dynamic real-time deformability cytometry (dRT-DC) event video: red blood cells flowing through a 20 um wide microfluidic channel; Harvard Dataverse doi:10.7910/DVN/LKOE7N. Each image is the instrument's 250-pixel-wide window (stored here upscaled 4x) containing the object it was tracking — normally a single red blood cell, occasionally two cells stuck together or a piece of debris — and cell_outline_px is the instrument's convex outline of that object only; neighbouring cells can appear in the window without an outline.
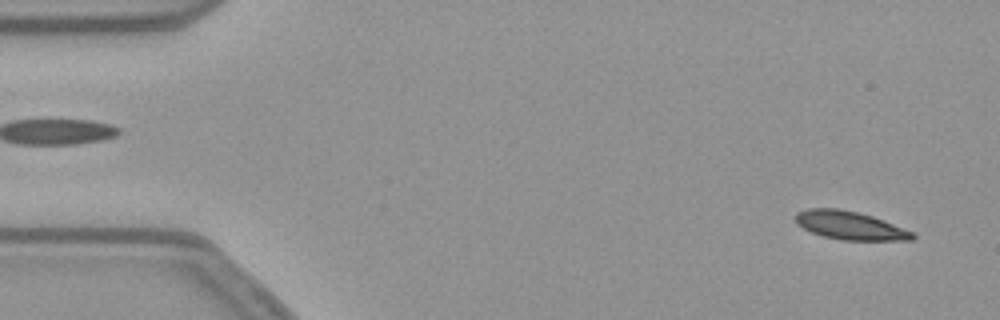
{"species": "common noctule bat (a hibernating species)", "species_latin": "Nyctalus noctula", "temperature_condition": "warm", "stored_images_in_passage": 53, "camera_frame_rate_fps": 3000, "um_per_image_px": 0.085, "animal": {"sex": "female", "body_mass_g": 21.9}, "frame": {"image": 1, "passage_image": 2, "time_ms": 0.333, "image_size_px": [1000, 320], "cell_outline_px": [[916, 236], [912, 240], [844, 240], [824, 236], [812, 232], [796, 224], [796, 212], [808, 208], [836, 208], [856, 212], [872, 216], [884, 220], [912, 232]], "centroid_in_image_um": [72.23, 19.16], "position_along_channel_um": 12.8, "area_um2": 19.07}}
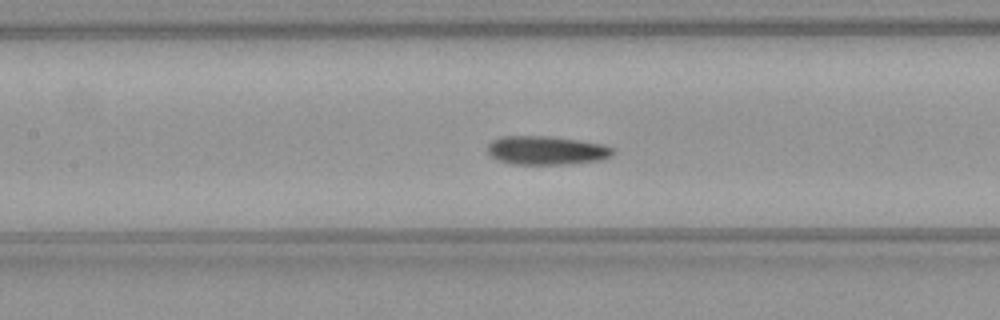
{"frame": {"image": 2, "passage_image": 23, "time_ms": 7.333, "image_size_px": [1000, 320], "cell_outline_px": [[616, 152], [612, 156], [600, 160], [572, 164], [512, 164], [496, 160], [488, 152], [488, 144], [492, 140], [500, 136], [548, 136], [576, 140], [600, 144], [612, 148]], "centroid_in_image_um": [46.43, 12.79], "position_along_channel_um": 161.0, "area_um2": 20.98}}
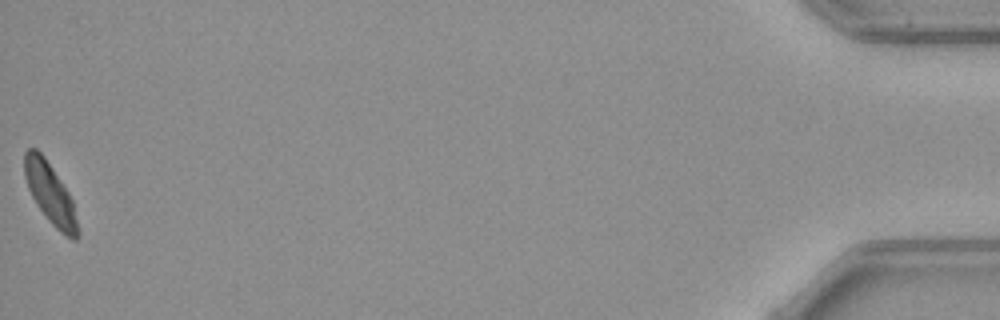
{"frame": {"image": 3, "passage_image": 53, "time_ms": 17.333, "image_size_px": [1000, 320], "cell_outline_px": [[80, 232], [76, 240], [72, 240], [60, 232], [48, 220], [36, 204], [28, 188], [24, 176], [24, 152], [28, 148], [36, 148], [44, 156], [68, 192], [72, 200]], "centroid_in_image_um": [4.26, 16.47], "position_along_channel_um": 430.9, "area_um2": 18.79}, "authors_computed_cell_mechanics": {"area_um2": 20.1722, "velocity_mm_per_s": 3.7828, "shape_relaxation_time_tau1_ms": 3.7117, "shape_relaxation_time_tau2_ms": 2.4924, "deformation_change_tau1": 0.1242, "deformation_change_tau2": 0.0858}}